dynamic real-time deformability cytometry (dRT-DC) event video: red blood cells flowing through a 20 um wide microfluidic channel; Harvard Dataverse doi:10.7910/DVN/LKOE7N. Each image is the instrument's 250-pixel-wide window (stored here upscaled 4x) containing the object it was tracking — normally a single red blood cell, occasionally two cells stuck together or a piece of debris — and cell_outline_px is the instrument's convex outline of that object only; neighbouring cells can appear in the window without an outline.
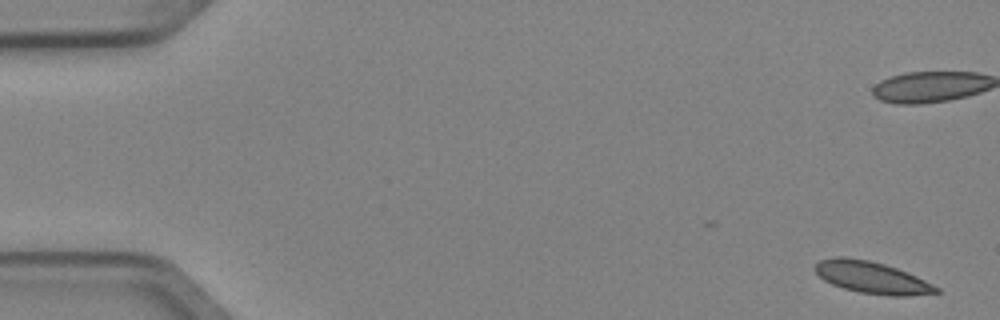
{"species": "Egyptian fruit bat (a non-hibernating species)", "species_latin": "Rousettus aegyptiacus", "temperature_condition": "cold", "stored_images_in_passage": 2, "camera_frame_rate_fps": 3000, "um_per_image_px": 0.085, "animal": {"sex": "female"}, "frame": {"image": 1, "passage_image": 2, "time_ms": 0.333, "image_size_px": [1000, 320], "cell_outline_px": [[940, 292], [908, 296], [888, 296], [860, 292], [844, 288], [832, 284], [824, 280], [812, 268], [820, 260], [836, 256], [844, 256], [868, 260], [884, 264], [896, 268], [916, 276], [940, 288]], "centroid_in_image_um": [74.09, 23.58], "position_along_channel_um": 10.9, "area_um2": 22.43}}